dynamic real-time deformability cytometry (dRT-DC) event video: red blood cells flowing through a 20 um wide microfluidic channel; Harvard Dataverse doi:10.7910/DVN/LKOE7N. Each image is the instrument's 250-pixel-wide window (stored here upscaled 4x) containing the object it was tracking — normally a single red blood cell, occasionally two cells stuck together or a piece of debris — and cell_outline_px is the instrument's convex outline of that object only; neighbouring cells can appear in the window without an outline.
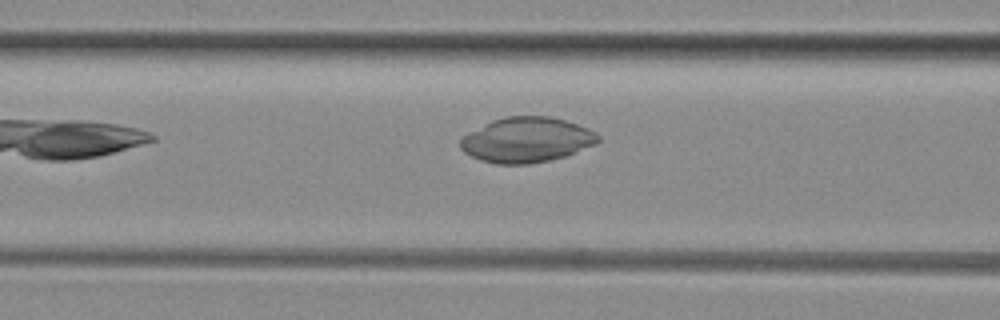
{"species": "common noctule bat (a hibernating species)", "species_latin": "Nyctalus noctula", "temperature_condition": "room temperature", "stored_images_in_passage": 5, "segment_of_instrument_passage": [1, 2], "camera_frame_rate_fps": 3000, "um_per_image_px": 0.085, "animal": {"sex": "female", "body_mass_g": 29.2, "forearm_length_mm": 56.3}, "frame": {"image": 1, "passage_image": 4, "time_ms": 4.333, "image_size_px": [1000, 320], "cell_outline_px": [[600, 140], [596, 144], [564, 156], [548, 160], [528, 164], [496, 164], [480, 160], [464, 152], [460, 148], [460, 140], [464, 136], [492, 120], [504, 116], [552, 116], [588, 128], [596, 132], [600, 136]], "centroid_in_image_um": [44.78, 11.88], "position_along_channel_um": 121.8, "area_um2": 36.01}}